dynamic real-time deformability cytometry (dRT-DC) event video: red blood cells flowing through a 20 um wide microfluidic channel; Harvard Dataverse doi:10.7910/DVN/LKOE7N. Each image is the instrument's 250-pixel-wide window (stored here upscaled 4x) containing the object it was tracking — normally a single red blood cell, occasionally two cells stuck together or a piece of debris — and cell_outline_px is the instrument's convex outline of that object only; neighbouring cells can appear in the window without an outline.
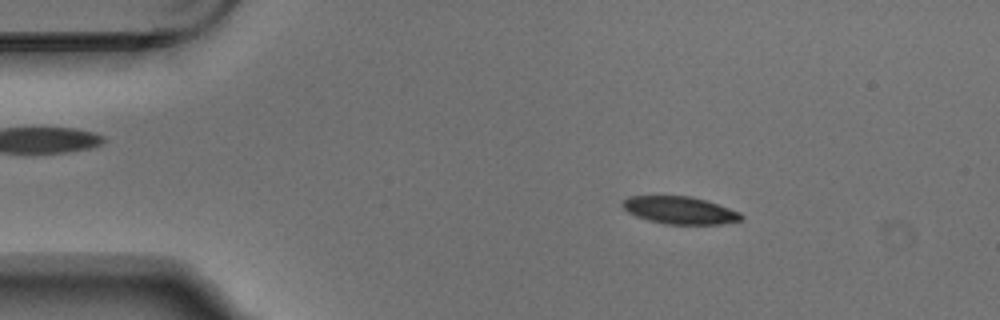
{"species": "Egyptian fruit bat (a non-hibernating species)", "species_latin": "Rousettus aegyptiacus", "temperature_condition": "warm", "stored_images_in_passage": 4, "camera_frame_rate_fps": 3000, "um_per_image_px": 0.085, "animal": {"sex": "male"}, "frame": {"image": 1, "passage_image": 2, "time_ms": 0.333, "image_size_px": [1000, 320], "cell_outline_px": [[744, 220], [720, 224], [664, 224], [648, 220], [636, 216], [628, 212], [620, 204], [628, 196], [692, 196], [740, 212], [744, 216]], "centroid_in_image_um": [57.78, 17.88], "position_along_channel_um": 27.2, "area_um2": 18.96}}
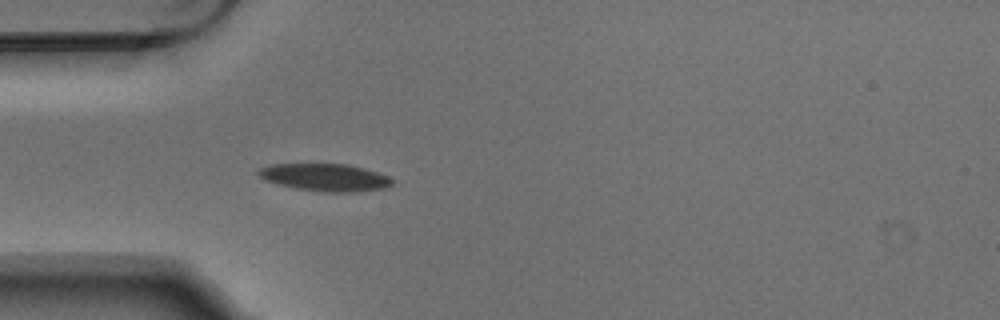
{"frame": {"image": 2, "passage_image": 4, "time_ms": 1.0, "image_size_px": [1000, 320], "cell_outline_px": [[392, 184], [388, 188], [356, 192], [324, 192], [296, 188], [264, 180], [256, 172], [260, 168], [272, 164], [348, 164], [364, 168], [388, 176], [392, 180]], "centroid_in_image_um": [27.66, 15.08], "position_along_channel_um": 57.3, "area_um2": 21.33}}